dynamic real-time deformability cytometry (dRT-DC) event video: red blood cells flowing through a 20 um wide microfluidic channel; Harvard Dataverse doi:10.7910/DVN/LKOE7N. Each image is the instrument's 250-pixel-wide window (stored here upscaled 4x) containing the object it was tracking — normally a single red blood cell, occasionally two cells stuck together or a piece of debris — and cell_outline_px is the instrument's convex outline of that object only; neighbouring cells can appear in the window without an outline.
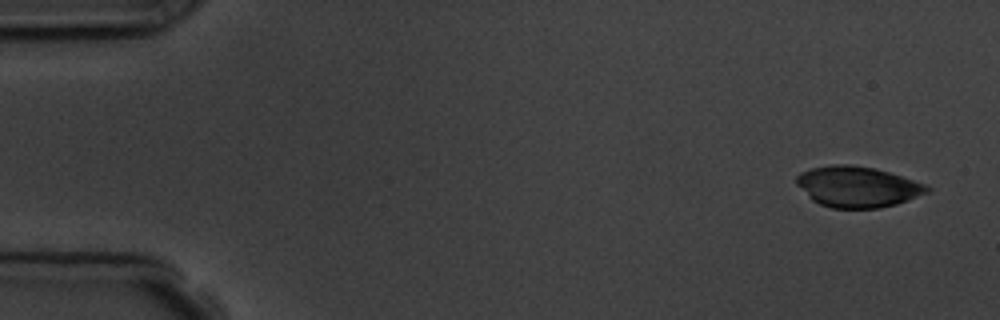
{"species": "common noctule bat (a hibernating species)", "species_latin": "Nyctalus noctula", "temperature_condition": "room temperature", "stored_images_in_passage": 7, "camera_frame_rate_fps": 3000, "um_per_image_px": 0.085, "animal": {"sex": "male", "body_mass_g": 19.5, "forearm_length_mm": 54.6}, "frame": {"image": 1, "passage_image": 1, "time_ms": 0.0, "image_size_px": [1000, 320], "cell_outline_px": [[932, 188], [928, 192], [908, 200], [896, 204], [880, 208], [832, 208], [820, 204], [812, 200], [796, 184], [796, 176], [800, 172], [812, 168], [832, 164], [852, 164], [876, 168], [924, 184]], "centroid_in_image_um": [72.86, 15.87], "position_along_channel_um": 12.1, "area_um2": 30.98}}
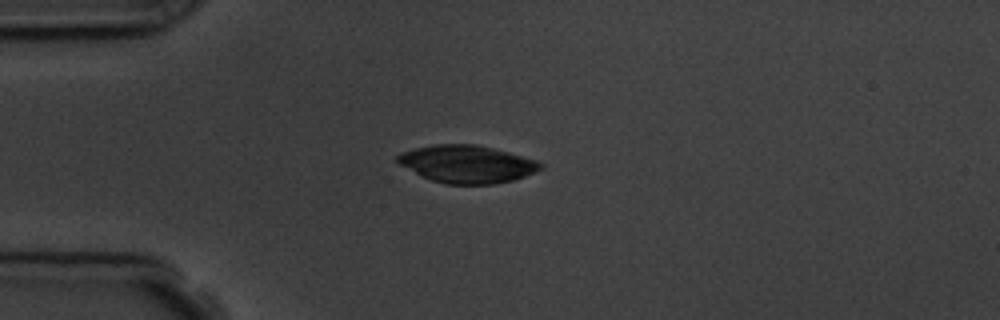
{"frame": {"image": 2, "passage_image": 4, "time_ms": 3.667, "image_size_px": [1000, 320], "cell_outline_px": [[544, 168], [524, 176], [512, 180], [492, 184], [448, 184], [432, 180], [400, 164], [396, 160], [396, 156], [400, 152], [412, 148], [432, 144], [476, 144], [508, 152], [536, 160], [544, 164]], "centroid_in_image_um": [39.69, 13.93], "position_along_channel_um": 45.3, "area_um2": 31.1}}